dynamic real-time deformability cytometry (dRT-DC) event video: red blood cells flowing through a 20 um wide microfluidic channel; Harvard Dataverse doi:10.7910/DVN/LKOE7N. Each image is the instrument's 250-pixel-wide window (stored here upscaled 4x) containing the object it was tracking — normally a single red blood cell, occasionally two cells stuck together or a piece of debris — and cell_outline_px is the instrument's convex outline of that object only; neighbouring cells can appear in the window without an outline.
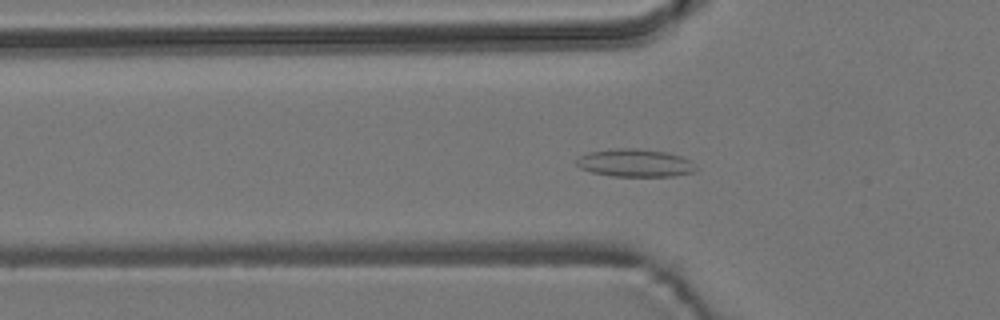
{"species": "common noctule bat (a hibernating species)", "species_latin": "Nyctalus noctula", "temperature_condition": "room temperature", "stored_images_in_passage": 55, "camera_frame_rate_fps": 3000, "um_per_image_px": 0.085, "animal": {"sex": "male", "body_mass_g": 19.2, "forearm_length_mm": 51.8}, "frame": {"image": 1, "passage_image": 18, "time_ms": 5.667, "image_size_px": [1000, 320], "cell_outline_px": [[700, 168], [692, 172], [676, 176], [612, 176], [592, 172], [580, 168], [576, 164], [576, 160], [580, 156], [588, 152], [616, 148], [636, 148], [664, 152], [680, 156], [688, 160]], "centroid_in_image_um": [53.97, 13.85], "position_along_channel_um": 71.8, "area_um2": 19.31}}
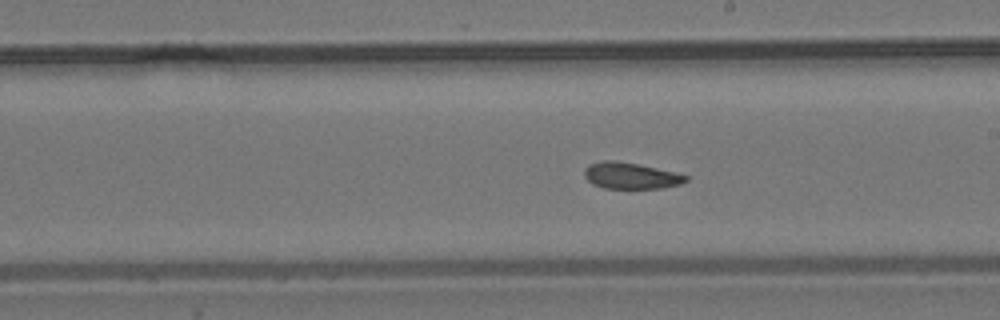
{"frame": {"image": 2, "passage_image": 31, "time_ms": 10.0, "image_size_px": [1000, 320], "cell_outline_px": [[688, 180], [680, 184], [664, 188], [604, 188], [592, 184], [584, 176], [584, 168], [588, 164], [604, 160], [616, 160], [676, 172], [688, 176]], "centroid_in_image_um": [53.59, 14.93], "position_along_channel_um": 235.4, "area_um2": 15.61}}
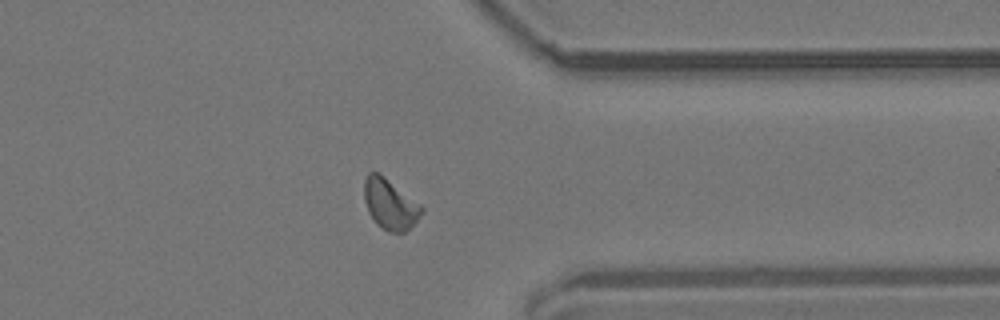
{"frame": {"image": 3, "passage_image": 43, "time_ms": 14.0, "image_size_px": [1000, 320], "cell_outline_px": [[424, 212], [404, 232], [388, 232], [376, 224], [368, 212], [364, 200], [364, 180], [368, 172], [380, 172], [420, 204], [424, 208]], "centroid_in_image_um": [33.13, 17.33], "position_along_channel_um": 378.3, "area_um2": 16.94}}